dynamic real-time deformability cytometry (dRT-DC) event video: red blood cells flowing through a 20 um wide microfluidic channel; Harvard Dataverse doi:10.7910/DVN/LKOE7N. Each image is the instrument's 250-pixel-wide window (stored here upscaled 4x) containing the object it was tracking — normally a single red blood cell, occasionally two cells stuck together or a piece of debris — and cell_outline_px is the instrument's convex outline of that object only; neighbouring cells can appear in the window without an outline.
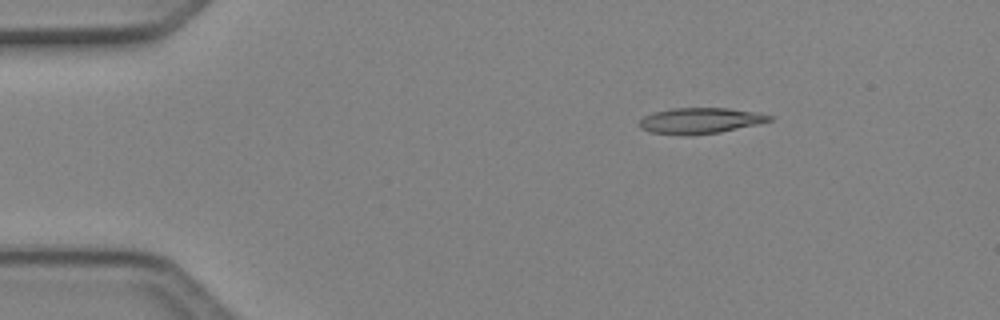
{"species": "Egyptian fruit bat (a non-hibernating species)", "species_latin": "Rousettus aegyptiacus", "temperature_condition": "cold", "stored_images_in_passage": 3, "segment_of_instrument_passage": [1, 2], "camera_frame_rate_fps": 3000, "um_per_image_px": 0.085, "animal": {"sex": "female"}, "frame": {"image": 1, "passage_image": 1, "time_ms": 0.0, "image_size_px": [1000, 320], "cell_outline_px": [[772, 120], [756, 124], [720, 132], [688, 136], [684, 136], [648, 132], [640, 128], [640, 120], [644, 116], [652, 112], [672, 108], [728, 108], [756, 112], [772, 116]], "centroid_in_image_um": [59.46, 10.26], "position_along_channel_um": 25.5, "area_um2": 19.65}}